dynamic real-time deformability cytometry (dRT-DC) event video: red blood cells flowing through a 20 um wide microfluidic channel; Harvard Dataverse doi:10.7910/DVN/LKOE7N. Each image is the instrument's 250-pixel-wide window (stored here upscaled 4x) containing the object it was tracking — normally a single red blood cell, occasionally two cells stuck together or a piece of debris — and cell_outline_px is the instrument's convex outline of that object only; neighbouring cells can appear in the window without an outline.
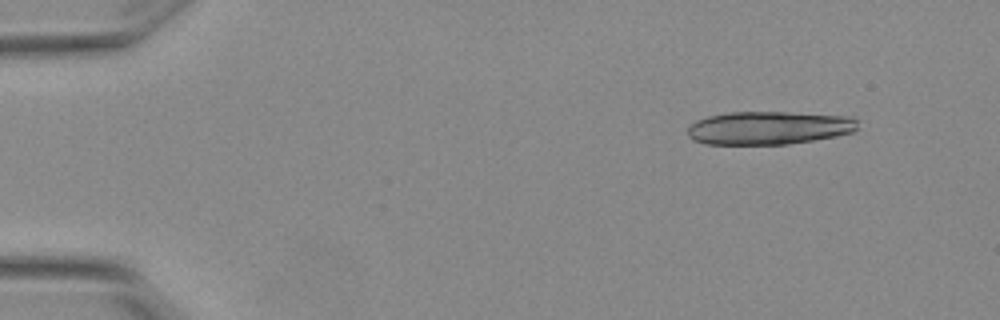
{"species": "Egyptian fruit bat (a non-hibernating species)", "species_latin": "Rousettus aegyptiacus", "temperature_condition": "warm", "stored_images_in_passage": 5, "camera_frame_rate_fps": 3000, "um_per_image_px": 0.085, "animal": {"sex": "female"}, "frame": {"image": 1, "passage_image": 1, "time_ms": 0.0, "image_size_px": [1000, 320], "cell_outline_px": [[856, 128], [852, 132], [836, 136], [788, 144], [704, 144], [692, 140], [688, 136], [688, 128], [696, 120], [708, 116], [732, 112], [788, 112], [852, 116], [856, 120]], "centroid_in_image_um": [65.33, 10.87], "position_along_channel_um": 19.7, "area_um2": 32.89}}
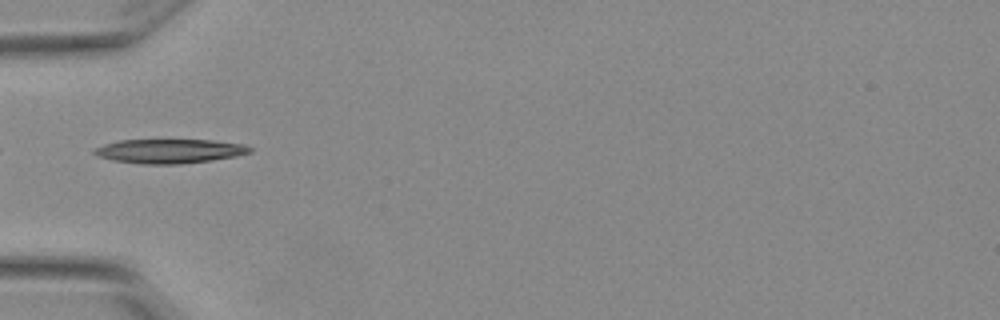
{"frame": {"image": 2, "passage_image": 4, "time_ms": 1.0, "image_size_px": [1000, 320], "cell_outline_px": [[252, 152], [236, 156], [212, 160], [180, 164], [144, 164], [112, 160], [96, 156], [92, 152], [92, 148], [104, 144], [120, 140], [212, 140], [244, 144], [252, 148]], "centroid_in_image_um": [14.38, 12.84], "position_along_channel_um": 70.6, "area_um2": 22.08}}